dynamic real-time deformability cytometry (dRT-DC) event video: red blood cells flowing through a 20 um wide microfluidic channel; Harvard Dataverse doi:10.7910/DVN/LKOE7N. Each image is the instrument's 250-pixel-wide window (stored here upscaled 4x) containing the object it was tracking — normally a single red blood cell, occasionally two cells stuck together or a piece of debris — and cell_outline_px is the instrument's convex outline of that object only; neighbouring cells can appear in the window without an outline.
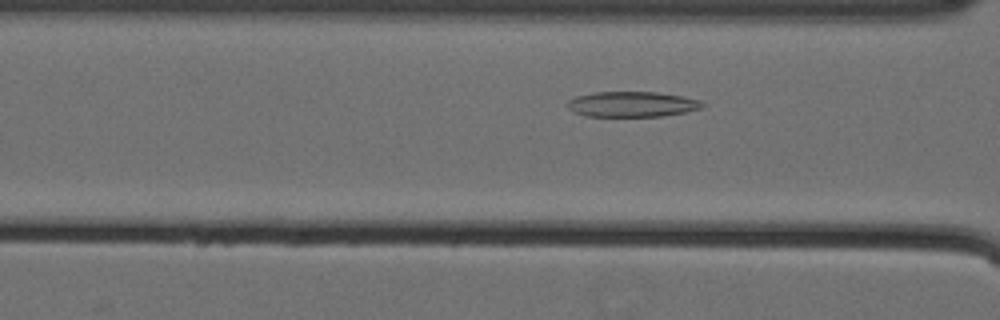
{"species": "Egyptian fruit bat (a non-hibernating species)", "species_latin": "Rousettus aegyptiacus", "temperature_condition": "cold", "stored_images_in_passage": 45, "camera_frame_rate_fps": 3000, "um_per_image_px": 0.085, "animal": {"sex": "female"}, "frame": {"image": 1, "passage_image": 17, "time_ms": 5.333, "image_size_px": [1000, 320], "cell_outline_px": [[704, 104], [700, 108], [684, 112], [660, 116], [584, 116], [568, 108], [568, 100], [576, 96], [592, 92], [656, 92], [684, 96], [700, 100]], "centroid_in_image_um": [53.71, 8.85], "position_along_channel_um": 112.9, "area_um2": 19.83}}
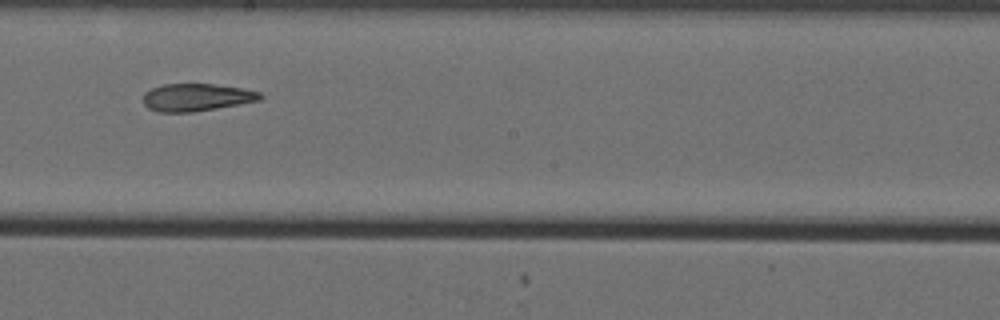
{"frame": {"image": 2, "passage_image": 27, "time_ms": 8.667, "image_size_px": [1000, 320], "cell_outline_px": [[264, 96], [260, 100], [216, 108], [192, 112], [156, 112], [148, 108], [144, 104], [144, 92], [152, 88], [164, 84], [216, 84], [240, 88], [260, 92]], "centroid_in_image_um": [16.68, 8.27], "position_along_channel_um": 231.5, "area_um2": 18.67}}
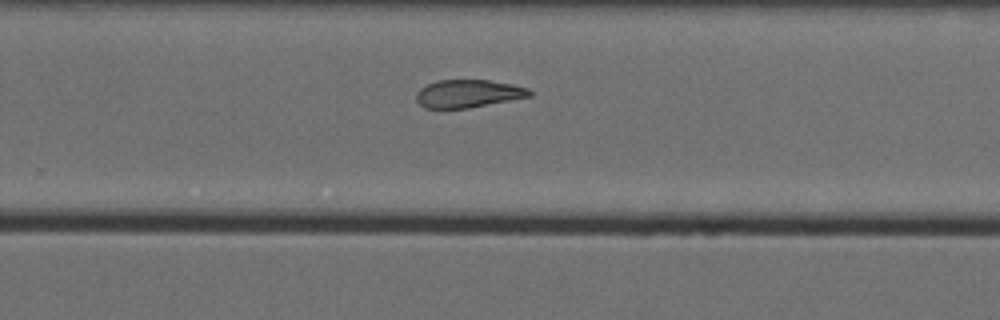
{"frame": {"image": 3, "passage_image": 32, "time_ms": 10.333, "image_size_px": [1000, 320], "cell_outline_px": [[532, 96], [468, 108], [424, 108], [416, 100], [416, 92], [420, 88], [428, 84], [440, 80], [488, 80], [512, 84], [528, 88], [532, 92]], "centroid_in_image_um": [39.79, 7.96], "position_along_channel_um": 290.0, "area_um2": 18.32}, "authors_computed_cell_mechanics": {"area_um2": 19.5942, "velocity_mm_per_s": 3.5308, "shape_relaxation_time_tau1_ms": null, "shape_relaxation_time_tau2_ms": 1.4492, "deformation_change_tau1": null, "deformation_change_tau2": 0.0649}}